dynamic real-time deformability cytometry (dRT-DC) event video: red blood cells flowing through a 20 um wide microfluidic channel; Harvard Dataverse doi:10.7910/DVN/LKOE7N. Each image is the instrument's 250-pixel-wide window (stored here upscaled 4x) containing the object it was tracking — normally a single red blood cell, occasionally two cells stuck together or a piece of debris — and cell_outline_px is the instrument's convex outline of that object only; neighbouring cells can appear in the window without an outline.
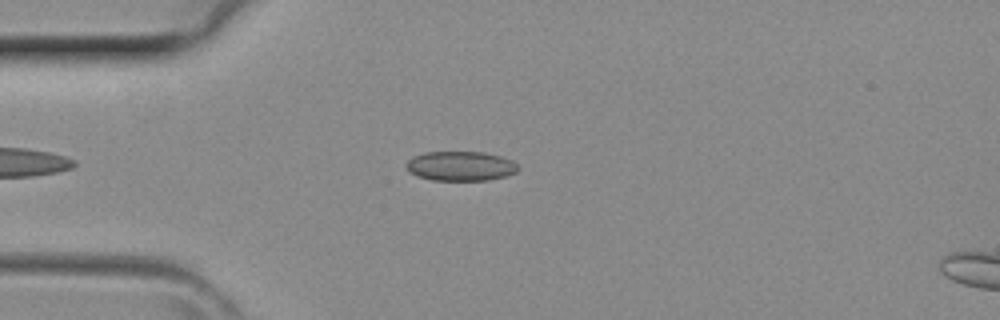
{"species": "common noctule bat (a hibernating species)", "species_latin": "Nyctalus noctula", "temperature_condition": "room temperature", "stored_images_in_passage": 33, "camera_frame_rate_fps": 3000, "um_per_image_px": 0.085, "animal": {"sex": "female", "body_mass_g": 29.2, "forearm_length_mm": 56.3}, "frame": {"image": 1, "passage_image": 3, "time_ms": 0.667, "image_size_px": [1000, 320], "cell_outline_px": [[516, 172], [504, 176], [488, 180], [432, 180], [416, 176], [408, 172], [404, 164], [412, 156], [424, 152], [484, 152], [500, 156], [512, 160], [516, 164]], "centroid_in_image_um": [39.07, 14.11], "position_along_channel_um": 45.9, "area_um2": 19.31}}
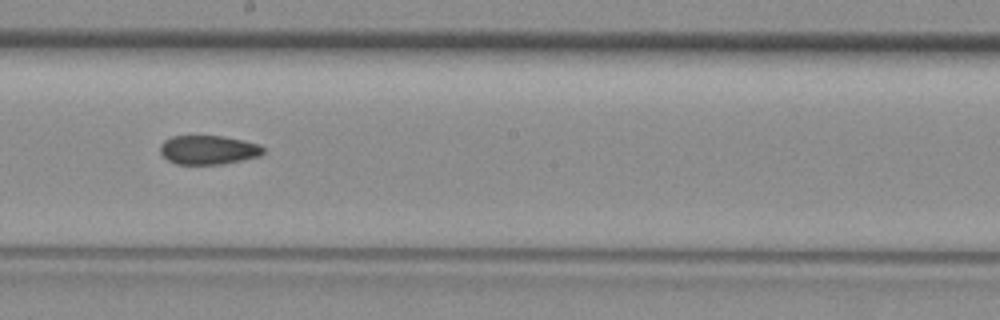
{"frame": {"image": 2, "passage_image": 15, "time_ms": 4.667, "image_size_px": [1000, 320], "cell_outline_px": [[264, 152], [260, 156], [220, 164], [176, 164], [168, 160], [160, 152], [160, 144], [164, 140], [172, 136], [220, 136], [244, 140], [260, 144], [264, 148]], "centroid_in_image_um": [17.7, 12.73], "position_along_channel_um": 230.5, "area_um2": 17.4}}
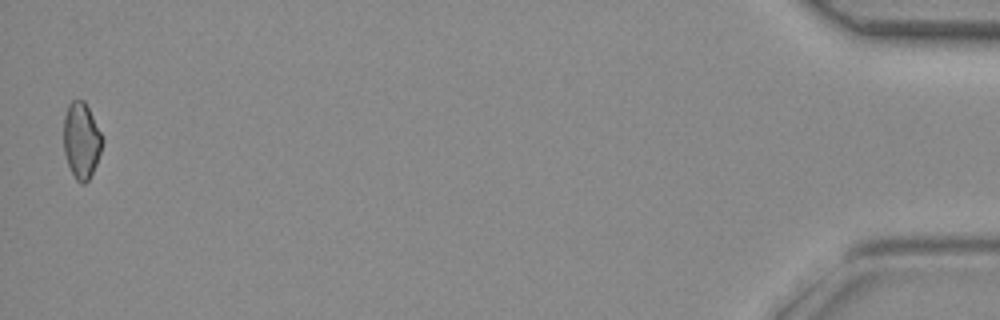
{"frame": {"image": 3, "passage_image": 33, "time_ms": 10.667, "image_size_px": [1000, 320], "cell_outline_px": [[104, 140], [96, 164], [88, 180], [84, 184], [80, 184], [76, 180], [68, 164], [64, 152], [64, 116], [68, 104], [72, 100], [84, 100], [104, 136]], "centroid_in_image_um": [6.93, 11.92], "position_along_channel_um": 428.3, "area_um2": 17.22}}